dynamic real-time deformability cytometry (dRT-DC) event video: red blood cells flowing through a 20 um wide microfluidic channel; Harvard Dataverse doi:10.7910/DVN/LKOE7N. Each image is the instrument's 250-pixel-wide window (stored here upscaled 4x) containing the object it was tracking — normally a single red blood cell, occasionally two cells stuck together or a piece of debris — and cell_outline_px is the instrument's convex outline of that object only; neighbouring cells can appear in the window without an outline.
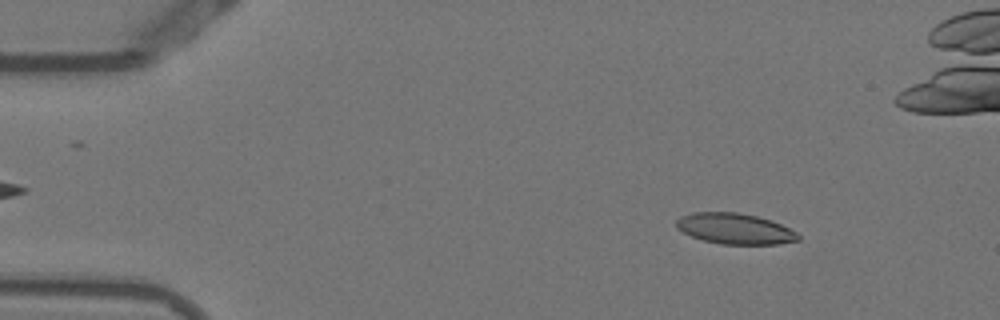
{"species": "Egyptian fruit bat (a non-hibernating species)", "species_latin": "Rousettus aegyptiacus", "temperature_condition": "warm", "stored_images_in_passage": 53, "camera_frame_rate_fps": 3000, "um_per_image_px": 0.085, "animal": {"sex": "female"}, "frame": {"image": 1, "passage_image": 6, "time_ms": 1.667, "image_size_px": [1000, 320], "cell_outline_px": [[800, 240], [780, 244], [720, 244], [704, 240], [692, 236], [676, 228], [676, 220], [680, 216], [692, 212], [736, 212], [756, 216], [772, 220], [796, 232], [800, 236]], "centroid_in_image_um": [62.46, 19.43], "position_along_channel_um": 22.5, "area_um2": 21.85}}
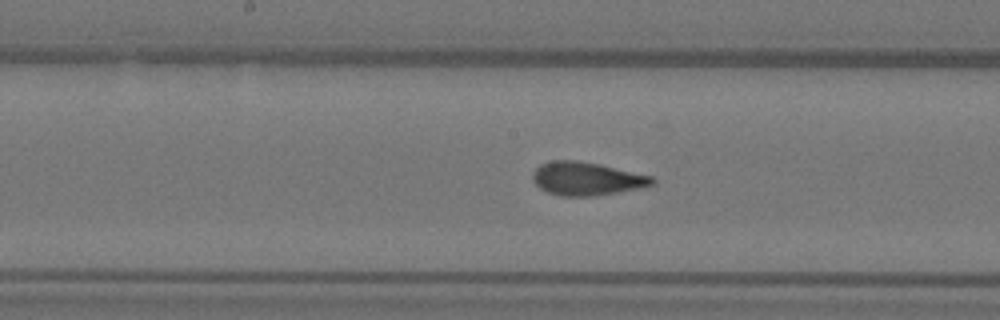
{"frame": {"image": 2, "passage_image": 26, "time_ms": 8.333, "image_size_px": [1000, 320], "cell_outline_px": [[656, 184], [648, 188], [592, 196], [560, 196], [548, 192], [540, 188], [532, 180], [532, 172], [540, 164], [552, 160], [576, 160], [600, 164], [652, 176], [656, 180]], "centroid_in_image_um": [49.91, 15.19], "position_along_channel_um": 198.3, "area_um2": 23.58}}
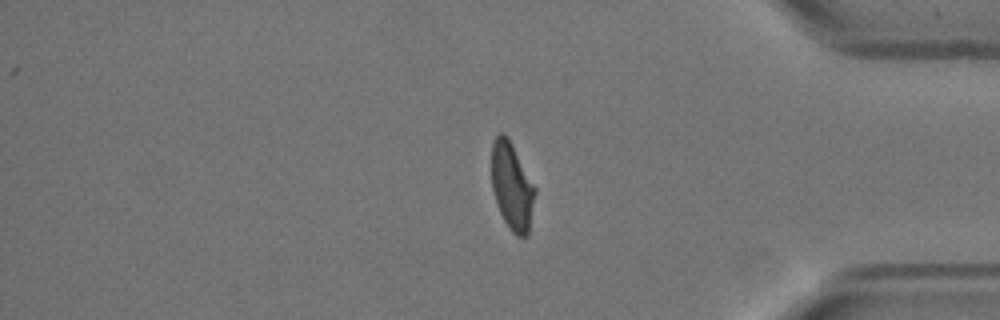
{"frame": {"image": 3, "passage_image": 43, "time_ms": 14.0, "image_size_px": [1000, 320], "cell_outline_px": [[536, 192], [528, 236], [516, 236], [512, 232], [504, 220], [500, 212], [492, 188], [492, 140], [500, 132], [504, 132], [508, 136], [536, 188]], "centroid_in_image_um": [43.52, 15.81], "position_along_channel_um": 391.7, "area_um2": 22.14}, "authors_computed_cell_mechanics": {"area_um2": 22.7732, "velocity_mm_per_s": 3.83, "shape_relaxation_time_tau1_ms": 8.5001, "shape_relaxation_time_tau2_ms": 1.0434, "deformation_change_tau1": 0.2527, "deformation_change_tau2": 0.0718}}